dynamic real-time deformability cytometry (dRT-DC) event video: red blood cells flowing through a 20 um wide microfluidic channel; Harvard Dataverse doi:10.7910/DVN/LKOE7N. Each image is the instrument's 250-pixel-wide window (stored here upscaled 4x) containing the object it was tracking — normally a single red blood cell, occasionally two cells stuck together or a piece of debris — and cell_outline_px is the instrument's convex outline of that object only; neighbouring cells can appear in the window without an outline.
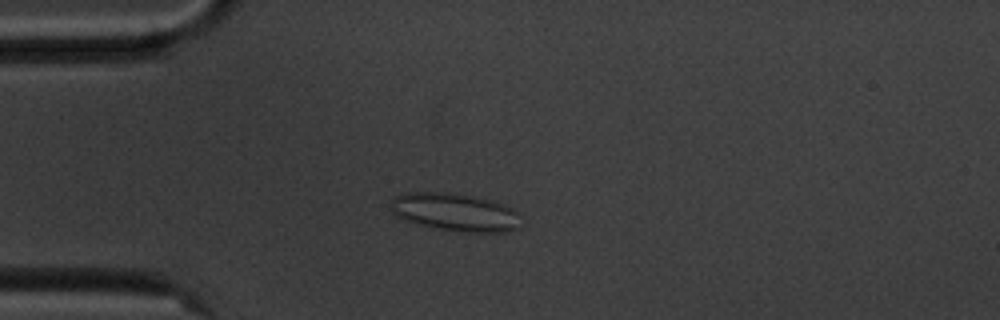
{"species": "common noctule bat (a hibernating species)", "species_latin": "Nyctalus noctula", "temperature_condition": "cold", "stored_images_in_passage": 57, "camera_frame_rate_fps": 3000, "um_per_image_px": 0.085, "animal": {"sex": "male", "body_mass_g": 20.1, "forearm_length_mm": 53.5}, "frame": {"image": 1, "passage_image": 15, "time_ms": 4.667, "image_size_px": [1000, 320], "cell_outline_px": [[520, 228], [508, 232], [456, 232], [432, 228], [404, 220], [396, 216], [392, 212], [392, 200], [396, 196], [404, 192], [440, 192], [472, 196], [488, 200], [512, 208], [516, 212]], "centroid_in_image_um": [38.64, 18.06], "position_along_channel_um": 46.4, "area_um2": 28.67}}
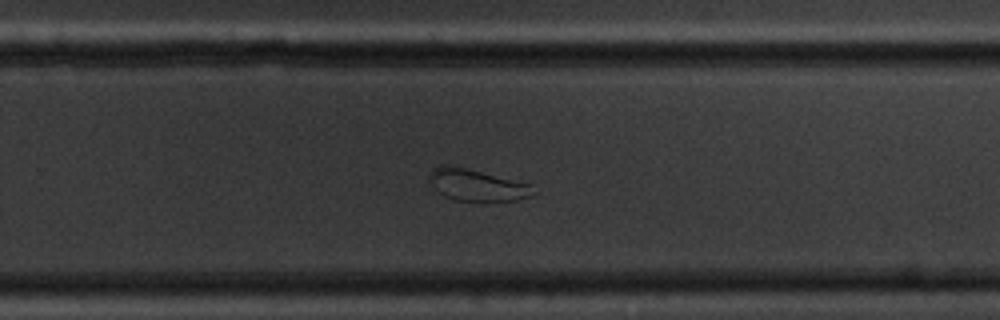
{"frame": {"image": 2, "passage_image": 37, "time_ms": 12.0, "image_size_px": [1000, 320], "cell_outline_px": [[532, 196], [516, 200], [488, 204], [480, 204], [456, 200], [444, 196], [428, 180], [428, 176], [440, 164], [464, 168], [532, 184]], "centroid_in_image_um": [40.56, 15.8], "position_along_channel_um": 289.2, "area_um2": 19.48}}
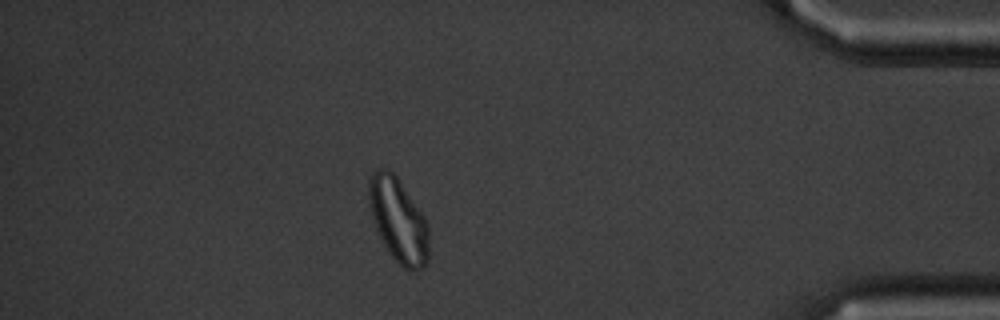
{"frame": {"image": 3, "passage_image": 50, "time_ms": 16.333, "image_size_px": [1000, 320], "cell_outline_px": [[428, 260], [420, 268], [412, 272], [404, 268], [392, 256], [384, 244], [372, 220], [368, 204], [368, 176], [376, 168], [388, 168], [396, 176], [424, 216], [428, 224]], "centroid_in_image_um": [33.82, 18.67], "position_along_channel_um": 401.4, "area_um2": 29.42}}